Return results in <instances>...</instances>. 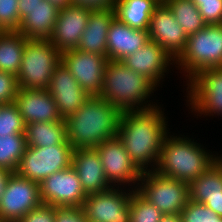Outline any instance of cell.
I'll return each mask as SVG.
<instances>
[{"label": "cell", "instance_id": "cell-21", "mask_svg": "<svg viewBox=\"0 0 222 222\" xmlns=\"http://www.w3.org/2000/svg\"><path fill=\"white\" fill-rule=\"evenodd\" d=\"M150 41L147 30L131 28L117 17L111 21L107 36L108 60L121 61Z\"/></svg>", "mask_w": 222, "mask_h": 222}, {"label": "cell", "instance_id": "cell-31", "mask_svg": "<svg viewBox=\"0 0 222 222\" xmlns=\"http://www.w3.org/2000/svg\"><path fill=\"white\" fill-rule=\"evenodd\" d=\"M25 134L22 115L14 103L0 107V135Z\"/></svg>", "mask_w": 222, "mask_h": 222}, {"label": "cell", "instance_id": "cell-18", "mask_svg": "<svg viewBox=\"0 0 222 222\" xmlns=\"http://www.w3.org/2000/svg\"><path fill=\"white\" fill-rule=\"evenodd\" d=\"M121 62L133 71L149 79L156 87L169 71L170 65L175 64L172 58L158 43L150 40L135 53L127 55ZM172 62V63H171Z\"/></svg>", "mask_w": 222, "mask_h": 222}, {"label": "cell", "instance_id": "cell-25", "mask_svg": "<svg viewBox=\"0 0 222 222\" xmlns=\"http://www.w3.org/2000/svg\"><path fill=\"white\" fill-rule=\"evenodd\" d=\"M25 136L29 147H49L63 144L67 140L66 124L64 119L26 124Z\"/></svg>", "mask_w": 222, "mask_h": 222}, {"label": "cell", "instance_id": "cell-13", "mask_svg": "<svg viewBox=\"0 0 222 222\" xmlns=\"http://www.w3.org/2000/svg\"><path fill=\"white\" fill-rule=\"evenodd\" d=\"M61 62L88 95H100L107 56L71 49L61 53Z\"/></svg>", "mask_w": 222, "mask_h": 222}, {"label": "cell", "instance_id": "cell-11", "mask_svg": "<svg viewBox=\"0 0 222 222\" xmlns=\"http://www.w3.org/2000/svg\"><path fill=\"white\" fill-rule=\"evenodd\" d=\"M122 191L112 187L109 190L87 195L83 204L87 222H130L131 195L135 189ZM129 190V192H128Z\"/></svg>", "mask_w": 222, "mask_h": 222}, {"label": "cell", "instance_id": "cell-33", "mask_svg": "<svg viewBox=\"0 0 222 222\" xmlns=\"http://www.w3.org/2000/svg\"><path fill=\"white\" fill-rule=\"evenodd\" d=\"M19 0H0V26L4 31L18 30L21 20Z\"/></svg>", "mask_w": 222, "mask_h": 222}, {"label": "cell", "instance_id": "cell-3", "mask_svg": "<svg viewBox=\"0 0 222 222\" xmlns=\"http://www.w3.org/2000/svg\"><path fill=\"white\" fill-rule=\"evenodd\" d=\"M201 147L194 139L167 134L154 171L189 184L220 158Z\"/></svg>", "mask_w": 222, "mask_h": 222}, {"label": "cell", "instance_id": "cell-1", "mask_svg": "<svg viewBox=\"0 0 222 222\" xmlns=\"http://www.w3.org/2000/svg\"><path fill=\"white\" fill-rule=\"evenodd\" d=\"M161 107L147 110L122 111L117 132L125 150L142 171L155 170L167 130L166 117ZM153 163V164H151Z\"/></svg>", "mask_w": 222, "mask_h": 222}, {"label": "cell", "instance_id": "cell-44", "mask_svg": "<svg viewBox=\"0 0 222 222\" xmlns=\"http://www.w3.org/2000/svg\"><path fill=\"white\" fill-rule=\"evenodd\" d=\"M4 32V30L0 26V35Z\"/></svg>", "mask_w": 222, "mask_h": 222}, {"label": "cell", "instance_id": "cell-16", "mask_svg": "<svg viewBox=\"0 0 222 222\" xmlns=\"http://www.w3.org/2000/svg\"><path fill=\"white\" fill-rule=\"evenodd\" d=\"M47 90L54 98L62 119L76 112L90 97L62 62L54 69Z\"/></svg>", "mask_w": 222, "mask_h": 222}, {"label": "cell", "instance_id": "cell-35", "mask_svg": "<svg viewBox=\"0 0 222 222\" xmlns=\"http://www.w3.org/2000/svg\"><path fill=\"white\" fill-rule=\"evenodd\" d=\"M18 90L17 77L11 73L0 71V103H14Z\"/></svg>", "mask_w": 222, "mask_h": 222}, {"label": "cell", "instance_id": "cell-8", "mask_svg": "<svg viewBox=\"0 0 222 222\" xmlns=\"http://www.w3.org/2000/svg\"><path fill=\"white\" fill-rule=\"evenodd\" d=\"M73 151L67 140L49 147L27 146L16 173L40 184L53 173L70 168Z\"/></svg>", "mask_w": 222, "mask_h": 222}, {"label": "cell", "instance_id": "cell-10", "mask_svg": "<svg viewBox=\"0 0 222 222\" xmlns=\"http://www.w3.org/2000/svg\"><path fill=\"white\" fill-rule=\"evenodd\" d=\"M187 83L188 106L200 115L222 114V67L196 73ZM190 87V88H189ZM214 113V114H213ZM210 114V115H209Z\"/></svg>", "mask_w": 222, "mask_h": 222}, {"label": "cell", "instance_id": "cell-2", "mask_svg": "<svg viewBox=\"0 0 222 222\" xmlns=\"http://www.w3.org/2000/svg\"><path fill=\"white\" fill-rule=\"evenodd\" d=\"M122 111L100 96H90L64 119L66 138L75 149H91L117 136Z\"/></svg>", "mask_w": 222, "mask_h": 222}, {"label": "cell", "instance_id": "cell-27", "mask_svg": "<svg viewBox=\"0 0 222 222\" xmlns=\"http://www.w3.org/2000/svg\"><path fill=\"white\" fill-rule=\"evenodd\" d=\"M28 39L17 30L0 35V71L17 76Z\"/></svg>", "mask_w": 222, "mask_h": 222}, {"label": "cell", "instance_id": "cell-37", "mask_svg": "<svg viewBox=\"0 0 222 222\" xmlns=\"http://www.w3.org/2000/svg\"><path fill=\"white\" fill-rule=\"evenodd\" d=\"M55 222H87L82 207L57 208Z\"/></svg>", "mask_w": 222, "mask_h": 222}, {"label": "cell", "instance_id": "cell-40", "mask_svg": "<svg viewBox=\"0 0 222 222\" xmlns=\"http://www.w3.org/2000/svg\"><path fill=\"white\" fill-rule=\"evenodd\" d=\"M203 204L211 209L216 215L222 217V197L208 198Z\"/></svg>", "mask_w": 222, "mask_h": 222}, {"label": "cell", "instance_id": "cell-23", "mask_svg": "<svg viewBox=\"0 0 222 222\" xmlns=\"http://www.w3.org/2000/svg\"><path fill=\"white\" fill-rule=\"evenodd\" d=\"M59 8L42 0L21 20L18 32L27 39L49 40L53 34Z\"/></svg>", "mask_w": 222, "mask_h": 222}, {"label": "cell", "instance_id": "cell-36", "mask_svg": "<svg viewBox=\"0 0 222 222\" xmlns=\"http://www.w3.org/2000/svg\"><path fill=\"white\" fill-rule=\"evenodd\" d=\"M56 207L42 204L31 210L18 222H55Z\"/></svg>", "mask_w": 222, "mask_h": 222}, {"label": "cell", "instance_id": "cell-26", "mask_svg": "<svg viewBox=\"0 0 222 222\" xmlns=\"http://www.w3.org/2000/svg\"><path fill=\"white\" fill-rule=\"evenodd\" d=\"M202 175L189 183V200L203 203L208 198L222 197V154Z\"/></svg>", "mask_w": 222, "mask_h": 222}, {"label": "cell", "instance_id": "cell-4", "mask_svg": "<svg viewBox=\"0 0 222 222\" xmlns=\"http://www.w3.org/2000/svg\"><path fill=\"white\" fill-rule=\"evenodd\" d=\"M155 88L149 79L127 68L121 61L108 60L99 96L121 111L147 110L157 106L147 101Z\"/></svg>", "mask_w": 222, "mask_h": 222}, {"label": "cell", "instance_id": "cell-41", "mask_svg": "<svg viewBox=\"0 0 222 222\" xmlns=\"http://www.w3.org/2000/svg\"><path fill=\"white\" fill-rule=\"evenodd\" d=\"M10 174L11 172L8 170L0 168V198L3 195L5 184Z\"/></svg>", "mask_w": 222, "mask_h": 222}, {"label": "cell", "instance_id": "cell-22", "mask_svg": "<svg viewBox=\"0 0 222 222\" xmlns=\"http://www.w3.org/2000/svg\"><path fill=\"white\" fill-rule=\"evenodd\" d=\"M114 17V9L91 10L76 49L107 56V36Z\"/></svg>", "mask_w": 222, "mask_h": 222}, {"label": "cell", "instance_id": "cell-28", "mask_svg": "<svg viewBox=\"0 0 222 222\" xmlns=\"http://www.w3.org/2000/svg\"><path fill=\"white\" fill-rule=\"evenodd\" d=\"M171 10L177 23L187 36L195 34L207 24L197 6L191 0H162Z\"/></svg>", "mask_w": 222, "mask_h": 222}, {"label": "cell", "instance_id": "cell-15", "mask_svg": "<svg viewBox=\"0 0 222 222\" xmlns=\"http://www.w3.org/2000/svg\"><path fill=\"white\" fill-rule=\"evenodd\" d=\"M147 31L150 40L158 43L175 60L183 53L188 36L163 1L152 13Z\"/></svg>", "mask_w": 222, "mask_h": 222}, {"label": "cell", "instance_id": "cell-42", "mask_svg": "<svg viewBox=\"0 0 222 222\" xmlns=\"http://www.w3.org/2000/svg\"><path fill=\"white\" fill-rule=\"evenodd\" d=\"M160 222H183L180 214H163Z\"/></svg>", "mask_w": 222, "mask_h": 222}, {"label": "cell", "instance_id": "cell-5", "mask_svg": "<svg viewBox=\"0 0 222 222\" xmlns=\"http://www.w3.org/2000/svg\"><path fill=\"white\" fill-rule=\"evenodd\" d=\"M175 63L188 73V82L202 70L222 67V24L206 25L189 35L186 47Z\"/></svg>", "mask_w": 222, "mask_h": 222}, {"label": "cell", "instance_id": "cell-34", "mask_svg": "<svg viewBox=\"0 0 222 222\" xmlns=\"http://www.w3.org/2000/svg\"><path fill=\"white\" fill-rule=\"evenodd\" d=\"M207 25L222 24V0H191Z\"/></svg>", "mask_w": 222, "mask_h": 222}, {"label": "cell", "instance_id": "cell-17", "mask_svg": "<svg viewBox=\"0 0 222 222\" xmlns=\"http://www.w3.org/2000/svg\"><path fill=\"white\" fill-rule=\"evenodd\" d=\"M92 9L69 5L59 10L50 42L62 53L76 49Z\"/></svg>", "mask_w": 222, "mask_h": 222}, {"label": "cell", "instance_id": "cell-9", "mask_svg": "<svg viewBox=\"0 0 222 222\" xmlns=\"http://www.w3.org/2000/svg\"><path fill=\"white\" fill-rule=\"evenodd\" d=\"M41 205L40 184L11 173L0 198V222H18Z\"/></svg>", "mask_w": 222, "mask_h": 222}, {"label": "cell", "instance_id": "cell-7", "mask_svg": "<svg viewBox=\"0 0 222 222\" xmlns=\"http://www.w3.org/2000/svg\"><path fill=\"white\" fill-rule=\"evenodd\" d=\"M137 186L135 190L163 214H180L189 201L188 183L154 170L143 172Z\"/></svg>", "mask_w": 222, "mask_h": 222}, {"label": "cell", "instance_id": "cell-30", "mask_svg": "<svg viewBox=\"0 0 222 222\" xmlns=\"http://www.w3.org/2000/svg\"><path fill=\"white\" fill-rule=\"evenodd\" d=\"M130 222H160L163 213L145 200L136 190L129 202Z\"/></svg>", "mask_w": 222, "mask_h": 222}, {"label": "cell", "instance_id": "cell-38", "mask_svg": "<svg viewBox=\"0 0 222 222\" xmlns=\"http://www.w3.org/2000/svg\"><path fill=\"white\" fill-rule=\"evenodd\" d=\"M116 0H70L71 5L97 9H114Z\"/></svg>", "mask_w": 222, "mask_h": 222}, {"label": "cell", "instance_id": "cell-20", "mask_svg": "<svg viewBox=\"0 0 222 222\" xmlns=\"http://www.w3.org/2000/svg\"><path fill=\"white\" fill-rule=\"evenodd\" d=\"M71 167L79 176L86 195L103 192L113 187L105 176L100 155L95 148L75 149Z\"/></svg>", "mask_w": 222, "mask_h": 222}, {"label": "cell", "instance_id": "cell-29", "mask_svg": "<svg viewBox=\"0 0 222 222\" xmlns=\"http://www.w3.org/2000/svg\"><path fill=\"white\" fill-rule=\"evenodd\" d=\"M26 148L25 134L0 135V168L16 173Z\"/></svg>", "mask_w": 222, "mask_h": 222}, {"label": "cell", "instance_id": "cell-39", "mask_svg": "<svg viewBox=\"0 0 222 222\" xmlns=\"http://www.w3.org/2000/svg\"><path fill=\"white\" fill-rule=\"evenodd\" d=\"M42 0H19L18 10L19 17L22 20L31 9L41 3Z\"/></svg>", "mask_w": 222, "mask_h": 222}, {"label": "cell", "instance_id": "cell-32", "mask_svg": "<svg viewBox=\"0 0 222 222\" xmlns=\"http://www.w3.org/2000/svg\"><path fill=\"white\" fill-rule=\"evenodd\" d=\"M183 222H222L205 204L189 200L180 213Z\"/></svg>", "mask_w": 222, "mask_h": 222}, {"label": "cell", "instance_id": "cell-6", "mask_svg": "<svg viewBox=\"0 0 222 222\" xmlns=\"http://www.w3.org/2000/svg\"><path fill=\"white\" fill-rule=\"evenodd\" d=\"M61 52L50 40L28 39L17 74L19 89H47Z\"/></svg>", "mask_w": 222, "mask_h": 222}, {"label": "cell", "instance_id": "cell-12", "mask_svg": "<svg viewBox=\"0 0 222 222\" xmlns=\"http://www.w3.org/2000/svg\"><path fill=\"white\" fill-rule=\"evenodd\" d=\"M86 197L79 176L72 167L55 172L40 183V198L44 205L83 207Z\"/></svg>", "mask_w": 222, "mask_h": 222}, {"label": "cell", "instance_id": "cell-43", "mask_svg": "<svg viewBox=\"0 0 222 222\" xmlns=\"http://www.w3.org/2000/svg\"><path fill=\"white\" fill-rule=\"evenodd\" d=\"M47 1L57 6L59 9L71 5L70 0H47Z\"/></svg>", "mask_w": 222, "mask_h": 222}, {"label": "cell", "instance_id": "cell-24", "mask_svg": "<svg viewBox=\"0 0 222 222\" xmlns=\"http://www.w3.org/2000/svg\"><path fill=\"white\" fill-rule=\"evenodd\" d=\"M162 0H116L115 17L137 30H148L150 17Z\"/></svg>", "mask_w": 222, "mask_h": 222}, {"label": "cell", "instance_id": "cell-14", "mask_svg": "<svg viewBox=\"0 0 222 222\" xmlns=\"http://www.w3.org/2000/svg\"><path fill=\"white\" fill-rule=\"evenodd\" d=\"M95 149L100 155L105 176L113 187L137 183L133 185L136 189L143 172L131 160L118 136L106 140Z\"/></svg>", "mask_w": 222, "mask_h": 222}, {"label": "cell", "instance_id": "cell-19", "mask_svg": "<svg viewBox=\"0 0 222 222\" xmlns=\"http://www.w3.org/2000/svg\"><path fill=\"white\" fill-rule=\"evenodd\" d=\"M24 124L53 122L62 119L47 89H19L14 101Z\"/></svg>", "mask_w": 222, "mask_h": 222}]
</instances>
